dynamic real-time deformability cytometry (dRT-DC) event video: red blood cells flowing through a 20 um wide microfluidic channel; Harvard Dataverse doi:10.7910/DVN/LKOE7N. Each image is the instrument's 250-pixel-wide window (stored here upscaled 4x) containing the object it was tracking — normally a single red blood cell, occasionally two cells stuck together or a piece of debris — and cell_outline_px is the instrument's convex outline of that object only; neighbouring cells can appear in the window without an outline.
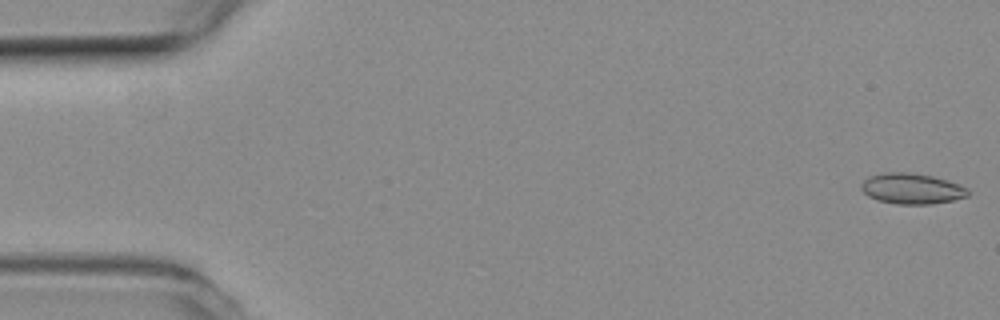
{"species": "common noctule bat (a hibernating species)", "species_latin": "Nyctalus noctula", "temperature_condition": "room temperature", "stored_images_in_passage": 54, "camera_frame_rate_fps": 3000, "um_per_image_px": 0.085, "animal": {"sex": "female", "body_mass_g": 19.3, "forearm_length_mm": 54.1}, "frame": {"image": 1, "passage_image": 1, "time_ms": 0.0, "image_size_px": [1000, 320], "cell_outline_px": [[968, 196], [952, 200], [932, 204], [896, 204], [876, 200], [868, 196], [860, 188], [860, 184], [868, 176], [884, 172], [908, 172], [932, 176], [948, 180], [968, 188]], "centroid_in_image_um": [77.47, 16.03], "position_along_channel_um": 7.5, "area_um2": 19.19}}
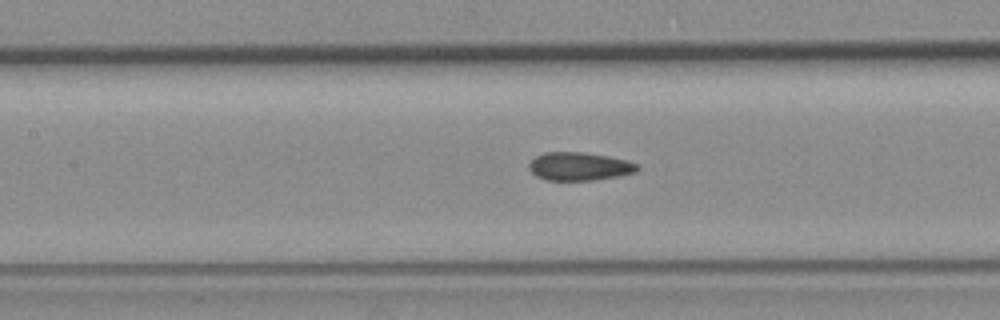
{"frame": {"image": 2, "passage_image": 24, "time_ms": 7.667, "image_size_px": [1000, 320], "cell_outline_px": [[640, 168], [636, 172], [616, 176], [592, 180], [548, 180], [536, 176], [528, 168], [528, 164], [536, 156], [544, 152], [584, 152], [608, 156], [628, 160], [640, 164]], "centroid_in_image_um": [49.26, 14.13], "position_along_channel_um": 158.1, "area_um2": 17.86}}
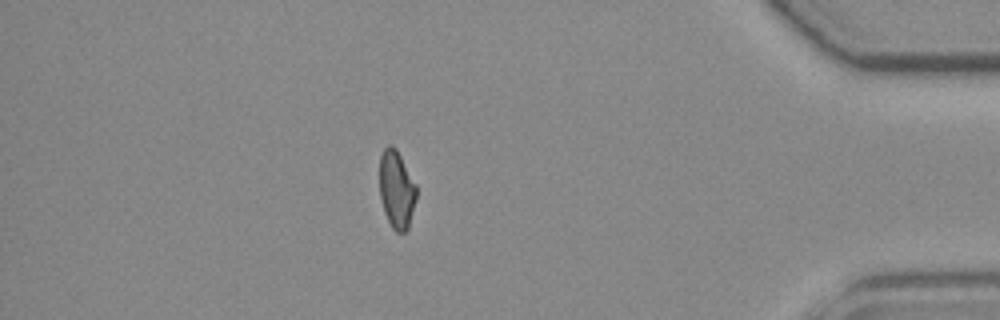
{"frame": {"image": 3, "passage_image": 47, "time_ms": 15.333, "image_size_px": [1000, 320], "cell_outline_px": [[416, 200], [408, 228], [404, 232], [396, 232], [392, 228], [384, 212], [380, 196], [380, 156], [384, 148], [388, 144], [392, 144], [396, 148], [416, 184]], "centroid_in_image_um": [33.7, 16.09], "position_along_channel_um": 401.5, "area_um2": 16.7}, "authors_computed_cell_mechanics": {"area_um2": 18.0336, "velocity_mm_per_s": 3.7816, "shape_relaxation_time_tau1_ms": null, "shape_relaxation_time_tau2_ms": 2.5501, "deformation_change_tau1": null, "deformation_change_tau2": 0.0635}}